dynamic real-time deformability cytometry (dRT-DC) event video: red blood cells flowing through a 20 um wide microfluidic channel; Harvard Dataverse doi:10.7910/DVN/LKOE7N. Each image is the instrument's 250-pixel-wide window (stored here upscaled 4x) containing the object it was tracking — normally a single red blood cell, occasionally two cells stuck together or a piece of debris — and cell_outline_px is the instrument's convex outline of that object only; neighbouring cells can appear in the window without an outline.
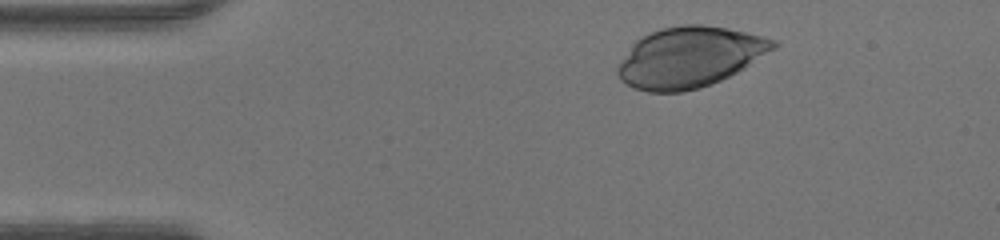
{"species": "human", "species_latin": "Homo sapiens", "temperature_condition": "warm", "stored_images_in_passage": 36, "camera_frame_rate_fps": 3000, "um_per_image_px": 0.085, "donor": {"sex": "male"}, "frame": {"image": 1, "passage_image": 1, "time_ms": 0.0, "image_size_px": [1000, 240], "cell_outline_px": [[780, 44], [776, 48], [744, 68], [720, 80], [700, 88], [684, 92], [648, 92], [636, 88], [620, 80], [616, 72], [616, 68], [632, 44], [640, 36], [660, 28], [684, 24], [700, 24], [724, 28], [744, 32], [776, 40]], "centroid_in_image_um": [58.6, 4.86], "position_along_channel_um": 26.4, "area_um2": 54.68}}
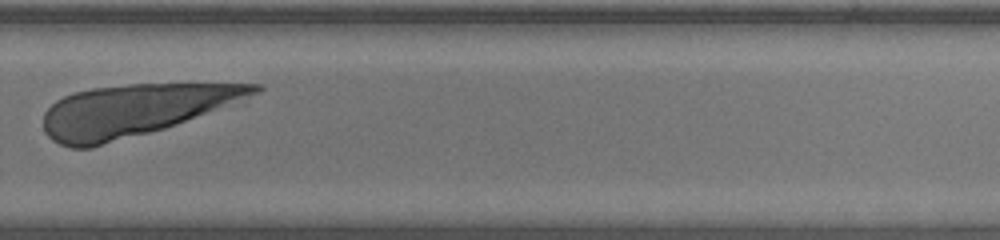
{"frame": {"image": 2, "passage_image": 26, "time_ms": 8.333, "image_size_px": [1000, 240], "cell_outline_px": [[264, 88], [260, 92], [176, 124], [164, 128], [92, 148], [72, 148], [60, 144], [52, 140], [44, 132], [44, 112], [56, 100], [64, 96], [76, 92], [92, 88], [132, 84], [260, 84]], "centroid_in_image_um": [11.34, 9.38], "position_along_channel_um": 318.5, "area_um2": 62.54}}
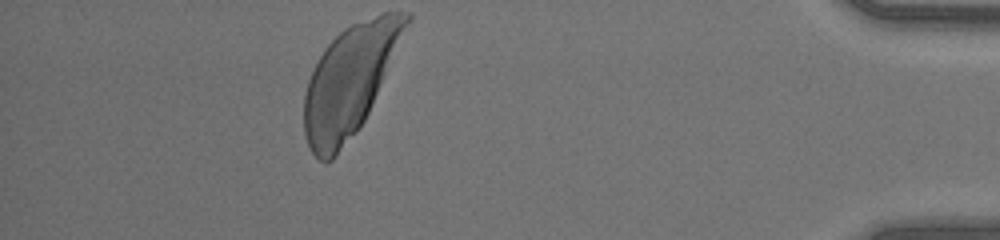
{"frame": {"image": 3, "passage_image": 36, "time_ms": 11.667, "image_size_px": [1000, 240], "cell_outline_px": [[412, 20], [368, 112], [364, 120], [356, 132], [332, 160], [328, 164], [324, 164], [312, 152], [308, 144], [304, 132], [304, 92], [308, 80], [324, 48], [344, 28], [352, 24], [384, 12], [412, 12]], "centroid_in_image_um": [29.73, 6.85], "position_along_channel_um": 405.5, "area_um2": 64.85}}